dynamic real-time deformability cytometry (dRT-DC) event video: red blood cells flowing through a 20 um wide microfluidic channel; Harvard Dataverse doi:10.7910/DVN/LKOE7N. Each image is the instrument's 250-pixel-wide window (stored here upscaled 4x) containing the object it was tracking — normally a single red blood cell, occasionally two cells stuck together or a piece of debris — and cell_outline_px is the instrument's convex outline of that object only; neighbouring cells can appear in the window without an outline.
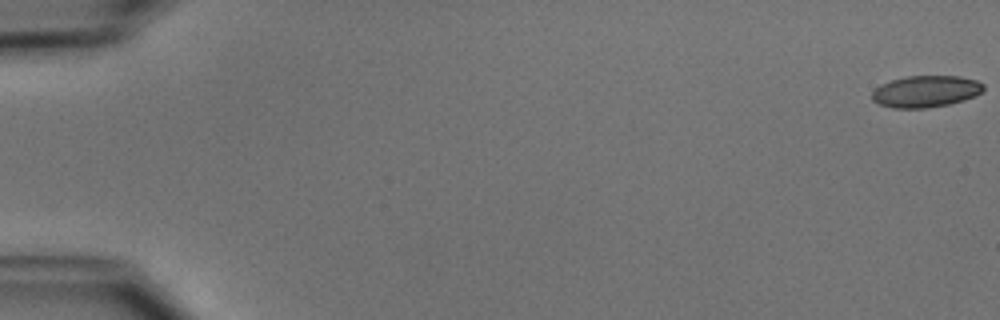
{"species": "common noctule bat (a hibernating species)", "species_latin": "Nyctalus noctula", "temperature_condition": "cold", "stored_images_in_passage": 52, "camera_frame_rate_fps": 3000, "um_per_image_px": 0.085, "animal": {"sex": "male", "body_mass_g": 15.6}, "frame": {"image": 1, "passage_image": 1, "time_ms": 0.0, "image_size_px": [1000, 320], "cell_outline_px": [[984, 88], [976, 96], [964, 100], [948, 104], [928, 108], [892, 108], [880, 104], [872, 100], [872, 92], [880, 84], [892, 80], [908, 76], [960, 76], [976, 80], [984, 84]], "centroid_in_image_um": [78.69, 7.77], "position_along_channel_um": 6.3, "area_um2": 20.58}}
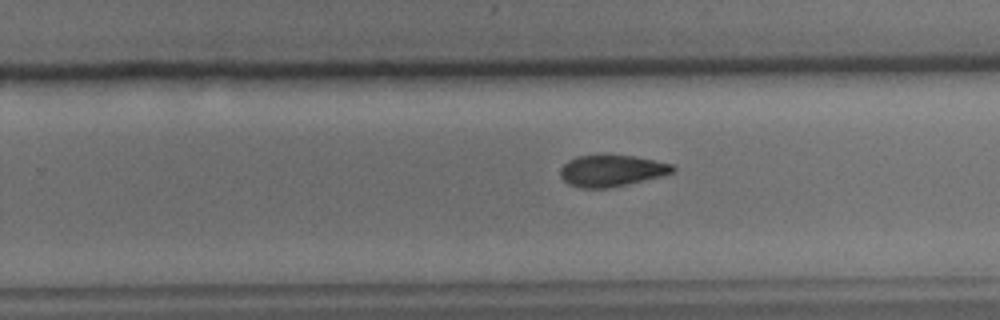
{"frame": {"image": 2, "passage_image": 34, "time_ms": 11.0, "image_size_px": [1000, 320], "cell_outline_px": [[676, 172], [628, 184], [608, 188], [580, 188], [568, 184], [560, 176], [560, 168], [568, 160], [576, 156], [636, 156], [672, 164], [676, 168]], "centroid_in_image_um": [51.99, 14.52], "position_along_channel_um": 277.8, "area_um2": 20.52}}
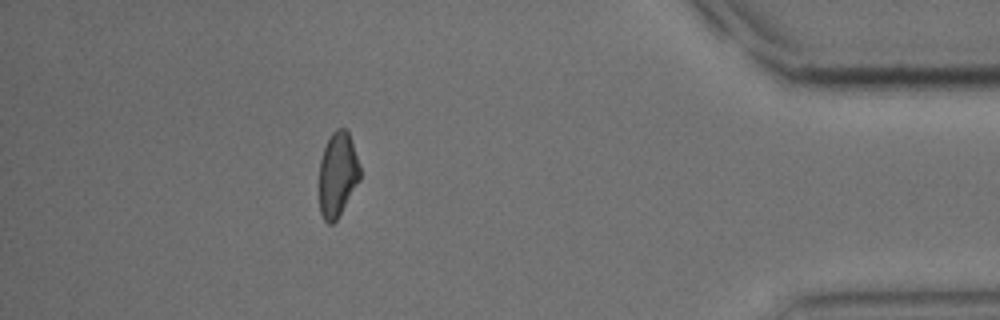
{"frame": {"image": 3, "passage_image": 47, "time_ms": 15.333, "image_size_px": [1000, 320], "cell_outline_px": [[360, 180], [336, 220], [332, 224], [328, 224], [324, 220], [320, 212], [320, 160], [324, 148], [332, 132], [336, 128], [344, 128], [348, 132], [360, 168]], "centroid_in_image_um": [28.69, 14.84], "position_along_channel_um": 406.5, "area_um2": 19.77}, "authors_computed_cell_mechanics": {"area_um2": 21.4438, "velocity_mm_per_s": 3.9302, "shape_relaxation_time_tau1_ms": 3.4974, "shape_relaxation_time_tau2_ms": 6.9997, "deformation_change_tau1": 0.1467, "deformation_change_tau2": 0.1338}}